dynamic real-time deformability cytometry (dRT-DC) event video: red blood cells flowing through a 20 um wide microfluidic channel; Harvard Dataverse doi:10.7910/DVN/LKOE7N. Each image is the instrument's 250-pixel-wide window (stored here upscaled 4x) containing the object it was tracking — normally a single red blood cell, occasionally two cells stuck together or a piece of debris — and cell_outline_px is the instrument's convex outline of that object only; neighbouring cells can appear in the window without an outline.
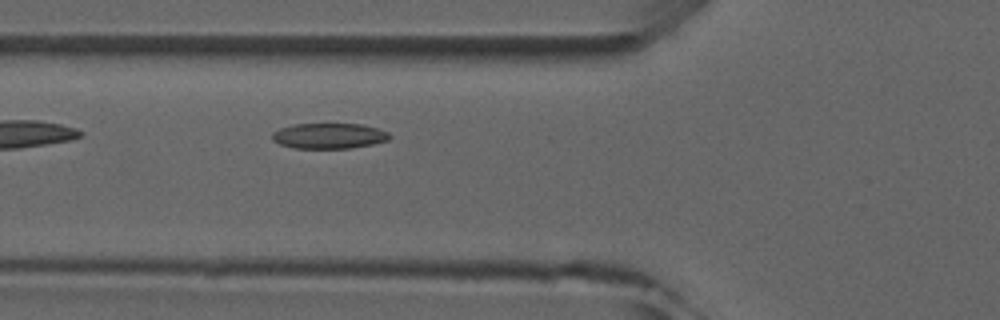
{"species": "common noctule bat (a hibernating species)", "species_latin": "Nyctalus noctula", "temperature_condition": "room temperature", "stored_images_in_passage": 2, "camera_frame_rate_fps": 3000, "um_per_image_px": 0.085, "animal": {"sex": "male", "forearm_length_mm": 52.5}, "frame": {"image": 1, "passage_image": 2, "time_ms": 1.0, "image_size_px": [1000, 320], "cell_outline_px": [[392, 136], [388, 140], [372, 144], [348, 148], [296, 148], [280, 144], [272, 140], [272, 132], [280, 128], [296, 124], [360, 124], [376, 128], [388, 132]], "centroid_in_image_um": [27.96, 11.55], "position_along_channel_um": 97.8, "area_um2": 17.28}}